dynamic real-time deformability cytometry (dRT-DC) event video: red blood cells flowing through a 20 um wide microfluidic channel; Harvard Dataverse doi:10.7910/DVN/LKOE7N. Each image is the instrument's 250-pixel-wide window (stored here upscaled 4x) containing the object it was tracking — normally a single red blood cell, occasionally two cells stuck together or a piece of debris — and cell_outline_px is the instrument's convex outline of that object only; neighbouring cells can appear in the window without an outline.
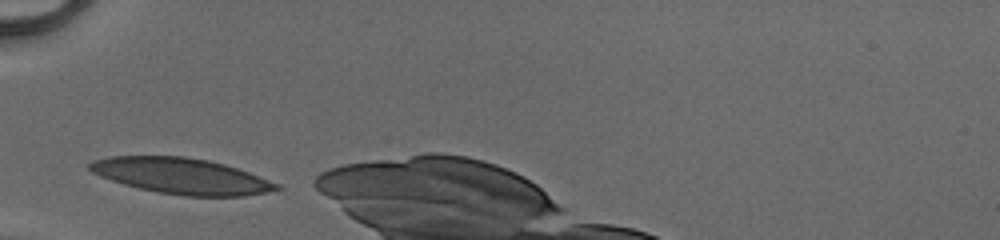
{"species": "human", "species_latin": "Homo sapiens", "temperature_condition": "cold", "stored_images_in_passage": 25, "camera_frame_rate_fps": 3000, "um_per_image_px": 0.085, "donor": {"sex": "male"}, "frame": {"image": 1, "passage_image": 1, "time_ms": 0.0, "image_size_px": [1000, 240], "cell_outline_px": [[284, 188], [268, 192], [244, 196], [184, 196], [156, 192], [124, 184], [100, 176], [92, 172], [88, 168], [88, 164], [92, 160], [112, 156], [184, 156], [208, 160], [224, 164], [248, 172], [280, 184]], "centroid_in_image_um": [15.43, 14.96], "position_along_channel_um": 69.6, "area_um2": 39.02}}
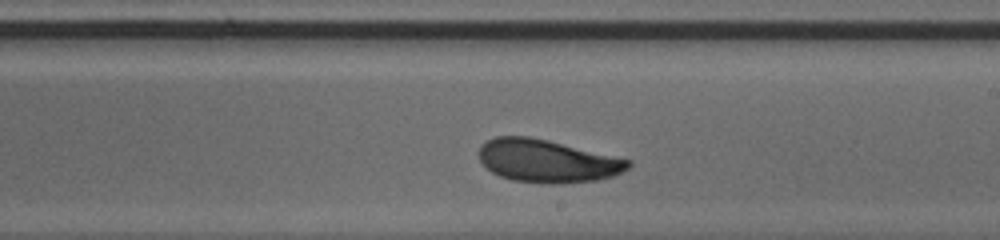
{"frame": {"image": 2, "passage_image": 14, "time_ms": 4.333, "image_size_px": [1000, 240], "cell_outline_px": [[632, 164], [628, 168], [612, 176], [596, 180], [560, 184], [548, 184], [512, 180], [500, 176], [492, 172], [480, 160], [476, 152], [480, 144], [496, 136], [528, 136], [548, 140], [632, 160]], "centroid_in_image_um": [46.48, 13.68], "position_along_channel_um": 242.5, "area_um2": 37.4}}
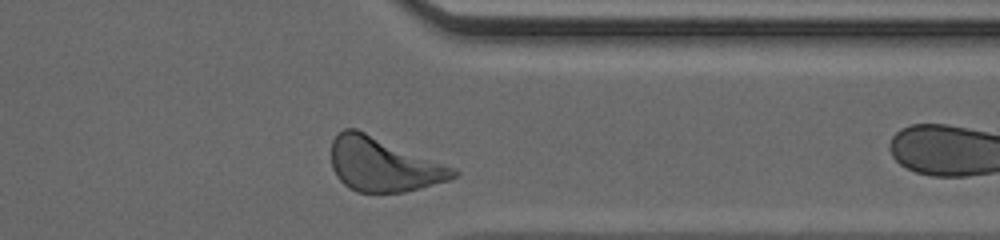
{"frame": {"image": 3, "passage_image": 24, "time_ms": 7.667, "image_size_px": [1000, 240], "cell_outline_px": [[460, 176], [448, 180], [420, 188], [404, 192], [356, 192], [348, 188], [336, 176], [332, 168], [332, 140], [344, 128], [356, 128], [456, 168], [460, 172]], "centroid_in_image_um": [32.6, 13.99], "position_along_channel_um": 378.8, "area_um2": 38.38}, "authors_computed_cell_mechanics": {"area_um2": 36.5874, "velocity_mm_per_s": 4.0947, "shape_relaxation_time_tau1_ms": 3.0011, "shape_relaxation_time_tau2_ms": 3.6752, "deformation_change_tau1": 0.1299, "deformation_change_tau2": 0.0889}}